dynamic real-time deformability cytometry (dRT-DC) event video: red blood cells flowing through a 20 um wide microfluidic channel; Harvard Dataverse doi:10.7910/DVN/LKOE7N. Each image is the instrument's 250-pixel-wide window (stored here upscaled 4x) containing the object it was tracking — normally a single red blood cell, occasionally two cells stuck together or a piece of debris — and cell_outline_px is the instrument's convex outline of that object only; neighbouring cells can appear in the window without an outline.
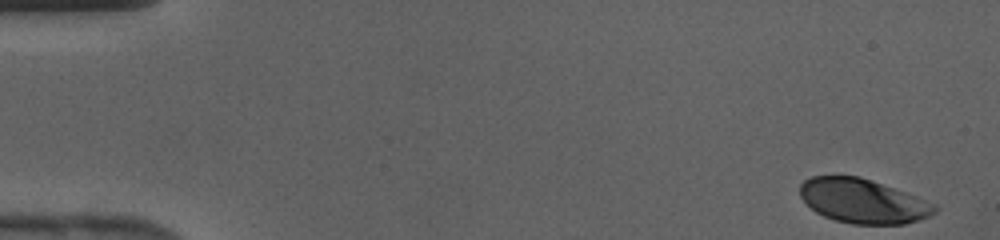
{"species": "human", "species_latin": "Homo sapiens", "temperature_condition": "cold", "stored_images_in_passage": 42, "camera_frame_rate_fps": 3000, "um_per_image_px": 0.085, "donor": {"sex": "female"}, "frame": {"image": 1, "passage_image": 1, "time_ms": 0.0, "image_size_px": [1000, 240], "cell_outline_px": [[936, 212], [920, 220], [904, 224], [852, 224], [836, 220], [824, 216], [816, 212], [800, 196], [800, 184], [804, 180], [812, 176], [860, 176], [916, 196], [936, 204]], "centroid_in_image_um": [73.35, 17.09], "position_along_channel_um": 11.7, "area_um2": 34.56}}
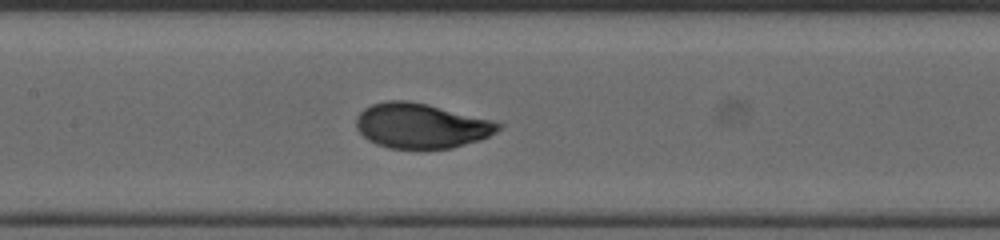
{"frame": {"image": 2, "passage_image": 20, "time_ms": 6.333, "image_size_px": [1000, 240], "cell_outline_px": [[504, 124], [496, 132], [480, 140], [452, 148], [424, 152], [388, 148], [376, 144], [368, 140], [356, 128], [356, 116], [364, 108], [372, 104], [388, 100], [408, 100], [428, 104], [492, 120]], "centroid_in_image_um": [35.79, 10.73], "position_along_channel_um": 171.6, "area_um2": 38.15}}
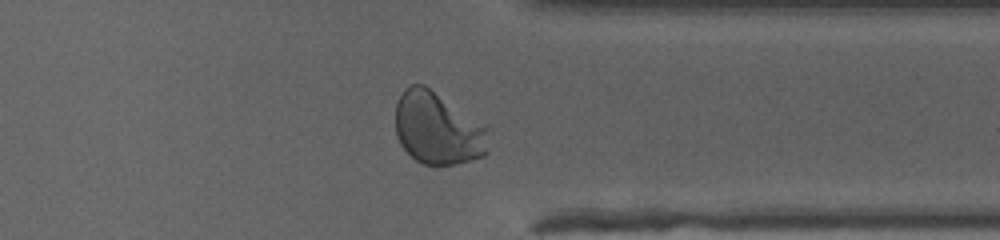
{"frame": {"image": 3, "passage_image": 33, "time_ms": 10.667, "image_size_px": [1000, 240], "cell_outline_px": [[488, 152], [484, 156], [472, 160], [452, 164], [424, 164], [416, 160], [400, 144], [396, 136], [396, 104], [404, 88], [412, 84], [424, 84], [488, 124]], "centroid_in_image_um": [37.25, 10.89], "position_along_channel_um": 374.2, "area_um2": 39.82}}